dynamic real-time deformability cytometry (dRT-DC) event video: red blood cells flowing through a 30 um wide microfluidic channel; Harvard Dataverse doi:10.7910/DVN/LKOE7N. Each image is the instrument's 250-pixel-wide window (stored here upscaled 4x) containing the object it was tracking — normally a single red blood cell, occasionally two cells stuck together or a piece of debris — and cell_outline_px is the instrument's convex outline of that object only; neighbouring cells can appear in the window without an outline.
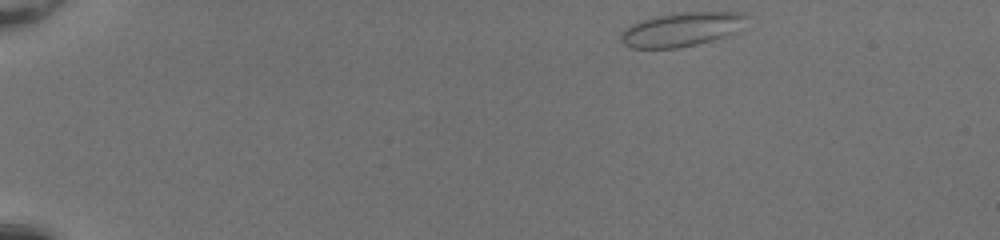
{"species": "common noctule bat (a hibernating species)", "species_latin": "Nyctalus noctula", "temperature_condition": "room temperature", "stored_images_in_passage": 44, "camera_frame_rate_fps": 3000, "um_per_image_px": 0.085, "animal": {"sex": "female", "body_mass_g": 20.0, "forearm_length_mm": 54.0}, "frame": {"image": 1, "passage_image": 1, "time_ms": 0.0, "image_size_px": [1000, 240], "cell_outline_px": [[748, 16], [732, 32], [724, 36], [712, 40], [680, 48], [632, 48], [624, 44], [620, 40], [620, 32], [632, 24], [656, 16], [672, 12], [744, 12]], "centroid_in_image_um": [57.86, 2.49], "position_along_channel_um": 27.1, "area_um2": 24.57}}
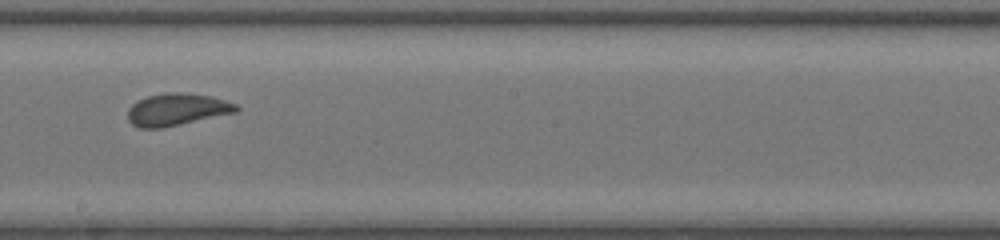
{"frame": {"image": 2, "passage_image": 24, "time_ms": 7.667, "image_size_px": [1000, 240], "cell_outline_px": [[240, 108], [236, 112], [160, 128], [140, 128], [132, 124], [128, 120], [128, 108], [132, 104], [148, 96], [168, 92], [184, 92], [212, 96], [236, 104]], "centroid_in_image_um": [15.02, 9.3], "position_along_channel_um": 233.2, "area_um2": 20.11}}
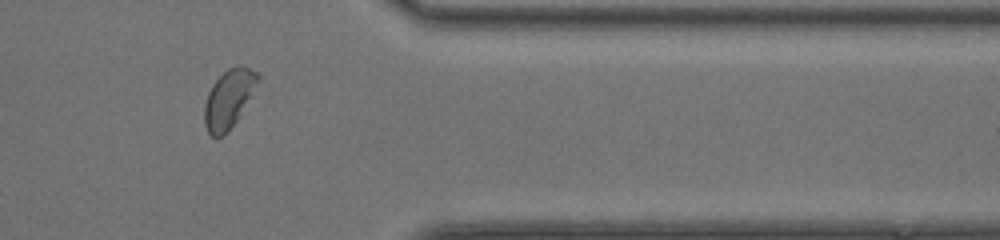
{"frame": {"image": 3, "passage_image": 36, "time_ms": 11.667, "image_size_px": [1000, 240], "cell_outline_px": [[260, 76], [236, 120], [228, 132], [224, 136], [212, 136], [208, 132], [204, 124], [204, 104], [208, 92], [212, 84], [228, 68], [248, 68], [256, 72]], "centroid_in_image_um": [19.37, 8.44], "position_along_channel_um": 392.0, "area_um2": 17.34}, "authors_computed_cell_mechanics": {"area_um2": 20.4612, "velocity_mm_per_s": 4.1768, "shape_relaxation_time_tau1_ms": 3.9978, "shape_relaxation_time_tau2_ms": null, "deformation_change_tau1": 0.1287, "deformation_change_tau2": null}}